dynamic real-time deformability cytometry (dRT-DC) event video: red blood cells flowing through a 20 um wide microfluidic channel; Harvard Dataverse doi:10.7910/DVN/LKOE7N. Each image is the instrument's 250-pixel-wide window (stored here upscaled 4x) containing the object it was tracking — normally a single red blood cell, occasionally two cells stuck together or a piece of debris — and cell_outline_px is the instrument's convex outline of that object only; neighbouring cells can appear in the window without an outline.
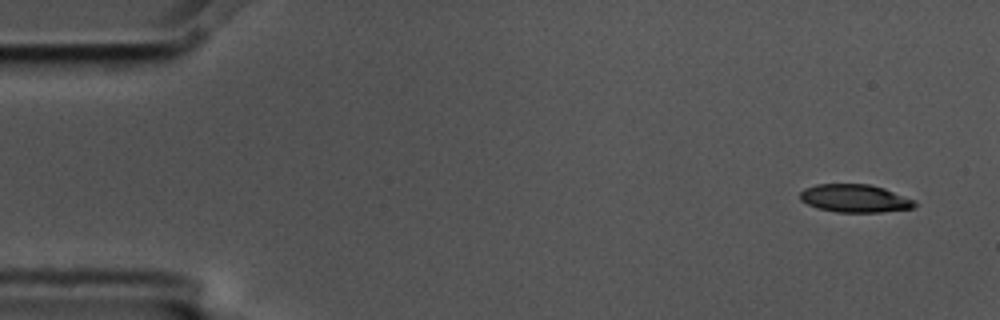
{"species": "common noctule bat (a hibernating species)", "species_latin": "Nyctalus noctula", "temperature_condition": "cold", "stored_images_in_passage": 7, "camera_frame_rate_fps": 3000, "um_per_image_px": 0.085, "animal": {"sex": "male", "body_mass_g": 17.5, "forearm_length_mm": 52.3}, "frame": {"image": 1, "passage_image": 1, "time_ms": 0.0, "image_size_px": [1000, 320], "cell_outline_px": [[916, 204], [912, 208], [880, 212], [836, 212], [820, 208], [808, 204], [800, 200], [800, 192], [804, 188], [816, 184], [868, 184], [884, 188], [916, 200]], "centroid_in_image_um": [72.66, 16.85], "position_along_channel_um": 12.3, "area_um2": 18.61}}